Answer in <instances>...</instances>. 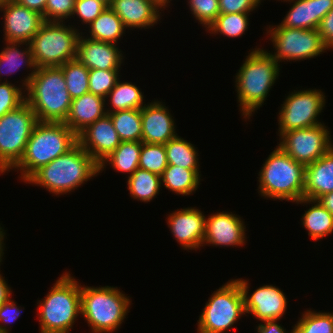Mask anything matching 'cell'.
<instances>
[{
	"instance_id": "6da1fadb",
	"label": "cell",
	"mask_w": 333,
	"mask_h": 333,
	"mask_svg": "<svg viewBox=\"0 0 333 333\" xmlns=\"http://www.w3.org/2000/svg\"><path fill=\"white\" fill-rule=\"evenodd\" d=\"M99 164L77 143L67 153L42 166L26 182L56 195L66 194L96 176Z\"/></svg>"
},
{
	"instance_id": "7a4b0ae2",
	"label": "cell",
	"mask_w": 333,
	"mask_h": 333,
	"mask_svg": "<svg viewBox=\"0 0 333 333\" xmlns=\"http://www.w3.org/2000/svg\"><path fill=\"white\" fill-rule=\"evenodd\" d=\"M26 90V102L38 121L65 122L72 99L60 66L37 68Z\"/></svg>"
},
{
	"instance_id": "3957f363",
	"label": "cell",
	"mask_w": 333,
	"mask_h": 333,
	"mask_svg": "<svg viewBox=\"0 0 333 333\" xmlns=\"http://www.w3.org/2000/svg\"><path fill=\"white\" fill-rule=\"evenodd\" d=\"M77 143V135L65 123L38 121L14 169L22 170L21 178L26 182L42 166L67 153Z\"/></svg>"
},
{
	"instance_id": "277c9868",
	"label": "cell",
	"mask_w": 333,
	"mask_h": 333,
	"mask_svg": "<svg viewBox=\"0 0 333 333\" xmlns=\"http://www.w3.org/2000/svg\"><path fill=\"white\" fill-rule=\"evenodd\" d=\"M278 62L271 53L256 48L236 73L238 102L244 118H249L264 103L279 76Z\"/></svg>"
},
{
	"instance_id": "5b68a950",
	"label": "cell",
	"mask_w": 333,
	"mask_h": 333,
	"mask_svg": "<svg viewBox=\"0 0 333 333\" xmlns=\"http://www.w3.org/2000/svg\"><path fill=\"white\" fill-rule=\"evenodd\" d=\"M305 168L277 146L259 172L260 195L298 202L304 197Z\"/></svg>"
},
{
	"instance_id": "8992f818",
	"label": "cell",
	"mask_w": 333,
	"mask_h": 333,
	"mask_svg": "<svg viewBox=\"0 0 333 333\" xmlns=\"http://www.w3.org/2000/svg\"><path fill=\"white\" fill-rule=\"evenodd\" d=\"M70 275L63 274L39 301L40 333H69L81 314V286Z\"/></svg>"
},
{
	"instance_id": "52a82bcc",
	"label": "cell",
	"mask_w": 333,
	"mask_h": 333,
	"mask_svg": "<svg viewBox=\"0 0 333 333\" xmlns=\"http://www.w3.org/2000/svg\"><path fill=\"white\" fill-rule=\"evenodd\" d=\"M130 299L115 287H82L81 315L93 333H110L119 328L128 313Z\"/></svg>"
},
{
	"instance_id": "ba28073f",
	"label": "cell",
	"mask_w": 333,
	"mask_h": 333,
	"mask_svg": "<svg viewBox=\"0 0 333 333\" xmlns=\"http://www.w3.org/2000/svg\"><path fill=\"white\" fill-rule=\"evenodd\" d=\"M80 33L63 22L44 21L29 42L37 68L61 66L75 59Z\"/></svg>"
},
{
	"instance_id": "9c48e42d",
	"label": "cell",
	"mask_w": 333,
	"mask_h": 333,
	"mask_svg": "<svg viewBox=\"0 0 333 333\" xmlns=\"http://www.w3.org/2000/svg\"><path fill=\"white\" fill-rule=\"evenodd\" d=\"M37 122L36 114L26 101L0 118V173L19 163Z\"/></svg>"
},
{
	"instance_id": "30bf717a",
	"label": "cell",
	"mask_w": 333,
	"mask_h": 333,
	"mask_svg": "<svg viewBox=\"0 0 333 333\" xmlns=\"http://www.w3.org/2000/svg\"><path fill=\"white\" fill-rule=\"evenodd\" d=\"M245 314L243 293L231 280L214 291L198 320V333H224Z\"/></svg>"
},
{
	"instance_id": "8fae6325",
	"label": "cell",
	"mask_w": 333,
	"mask_h": 333,
	"mask_svg": "<svg viewBox=\"0 0 333 333\" xmlns=\"http://www.w3.org/2000/svg\"><path fill=\"white\" fill-rule=\"evenodd\" d=\"M276 53L271 54L280 63L284 60H302L318 56L327 49L318 29L287 28L277 25L268 31Z\"/></svg>"
},
{
	"instance_id": "7c38bea8",
	"label": "cell",
	"mask_w": 333,
	"mask_h": 333,
	"mask_svg": "<svg viewBox=\"0 0 333 333\" xmlns=\"http://www.w3.org/2000/svg\"><path fill=\"white\" fill-rule=\"evenodd\" d=\"M325 105V95L320 90H302L287 96L278 116L279 133L313 127L318 122L317 116Z\"/></svg>"
},
{
	"instance_id": "4fadbf2b",
	"label": "cell",
	"mask_w": 333,
	"mask_h": 333,
	"mask_svg": "<svg viewBox=\"0 0 333 333\" xmlns=\"http://www.w3.org/2000/svg\"><path fill=\"white\" fill-rule=\"evenodd\" d=\"M324 124L284 132L278 146L296 162L308 165L321 158L333 144Z\"/></svg>"
},
{
	"instance_id": "5bb4252c",
	"label": "cell",
	"mask_w": 333,
	"mask_h": 333,
	"mask_svg": "<svg viewBox=\"0 0 333 333\" xmlns=\"http://www.w3.org/2000/svg\"><path fill=\"white\" fill-rule=\"evenodd\" d=\"M240 285L244 299L245 313H251L263 321L280 319L287 309V300L283 291L273 285L257 288L252 295H248V281L236 279Z\"/></svg>"
},
{
	"instance_id": "9a60e30c",
	"label": "cell",
	"mask_w": 333,
	"mask_h": 333,
	"mask_svg": "<svg viewBox=\"0 0 333 333\" xmlns=\"http://www.w3.org/2000/svg\"><path fill=\"white\" fill-rule=\"evenodd\" d=\"M4 11V32L6 42L29 43L44 22L37 11L28 9L16 1L4 2L0 5Z\"/></svg>"
},
{
	"instance_id": "2e32d148",
	"label": "cell",
	"mask_w": 333,
	"mask_h": 333,
	"mask_svg": "<svg viewBox=\"0 0 333 333\" xmlns=\"http://www.w3.org/2000/svg\"><path fill=\"white\" fill-rule=\"evenodd\" d=\"M78 143L100 165L122 142L106 114L77 135Z\"/></svg>"
},
{
	"instance_id": "e0dca14e",
	"label": "cell",
	"mask_w": 333,
	"mask_h": 333,
	"mask_svg": "<svg viewBox=\"0 0 333 333\" xmlns=\"http://www.w3.org/2000/svg\"><path fill=\"white\" fill-rule=\"evenodd\" d=\"M211 215L205 220L203 244L227 247L245 244V226L240 217L232 212H219Z\"/></svg>"
},
{
	"instance_id": "ac0fdd59",
	"label": "cell",
	"mask_w": 333,
	"mask_h": 333,
	"mask_svg": "<svg viewBox=\"0 0 333 333\" xmlns=\"http://www.w3.org/2000/svg\"><path fill=\"white\" fill-rule=\"evenodd\" d=\"M168 226L184 249L200 248L205 233V216L194 208L177 210L168 216Z\"/></svg>"
},
{
	"instance_id": "d6986e66",
	"label": "cell",
	"mask_w": 333,
	"mask_h": 333,
	"mask_svg": "<svg viewBox=\"0 0 333 333\" xmlns=\"http://www.w3.org/2000/svg\"><path fill=\"white\" fill-rule=\"evenodd\" d=\"M142 142L166 144L176 137L175 125L167 107L154 101L141 108Z\"/></svg>"
},
{
	"instance_id": "ffe728a7",
	"label": "cell",
	"mask_w": 333,
	"mask_h": 333,
	"mask_svg": "<svg viewBox=\"0 0 333 333\" xmlns=\"http://www.w3.org/2000/svg\"><path fill=\"white\" fill-rule=\"evenodd\" d=\"M122 55L114 43L78 38L76 58L89 70H119Z\"/></svg>"
},
{
	"instance_id": "44dd1931",
	"label": "cell",
	"mask_w": 333,
	"mask_h": 333,
	"mask_svg": "<svg viewBox=\"0 0 333 333\" xmlns=\"http://www.w3.org/2000/svg\"><path fill=\"white\" fill-rule=\"evenodd\" d=\"M109 7L125 28H147L157 23L160 7L151 0H112Z\"/></svg>"
},
{
	"instance_id": "7402d4cb",
	"label": "cell",
	"mask_w": 333,
	"mask_h": 333,
	"mask_svg": "<svg viewBox=\"0 0 333 333\" xmlns=\"http://www.w3.org/2000/svg\"><path fill=\"white\" fill-rule=\"evenodd\" d=\"M331 9L333 0H296L280 26L318 29L321 20Z\"/></svg>"
},
{
	"instance_id": "603a6c76",
	"label": "cell",
	"mask_w": 333,
	"mask_h": 333,
	"mask_svg": "<svg viewBox=\"0 0 333 333\" xmlns=\"http://www.w3.org/2000/svg\"><path fill=\"white\" fill-rule=\"evenodd\" d=\"M105 100L90 92L72 99L70 111L64 123L78 135L87 126L107 114L104 110Z\"/></svg>"
},
{
	"instance_id": "cb8c5ba5",
	"label": "cell",
	"mask_w": 333,
	"mask_h": 333,
	"mask_svg": "<svg viewBox=\"0 0 333 333\" xmlns=\"http://www.w3.org/2000/svg\"><path fill=\"white\" fill-rule=\"evenodd\" d=\"M333 192V147L315 162L306 165L304 198L317 200Z\"/></svg>"
},
{
	"instance_id": "d4e9b609",
	"label": "cell",
	"mask_w": 333,
	"mask_h": 333,
	"mask_svg": "<svg viewBox=\"0 0 333 333\" xmlns=\"http://www.w3.org/2000/svg\"><path fill=\"white\" fill-rule=\"evenodd\" d=\"M312 205L302 216V223L305 229L308 230V235L313 240H319L324 236L333 233V215L318 201L307 198H302L296 203H310ZM316 203V204H315Z\"/></svg>"
},
{
	"instance_id": "484cf974",
	"label": "cell",
	"mask_w": 333,
	"mask_h": 333,
	"mask_svg": "<svg viewBox=\"0 0 333 333\" xmlns=\"http://www.w3.org/2000/svg\"><path fill=\"white\" fill-rule=\"evenodd\" d=\"M161 183L177 194L190 195L197 190L200 183L199 169L168 165L161 175Z\"/></svg>"
},
{
	"instance_id": "4316f807",
	"label": "cell",
	"mask_w": 333,
	"mask_h": 333,
	"mask_svg": "<svg viewBox=\"0 0 333 333\" xmlns=\"http://www.w3.org/2000/svg\"><path fill=\"white\" fill-rule=\"evenodd\" d=\"M7 47L4 48L0 52V76L1 74H13V72H16V70L23 65L22 63H25L26 66L30 67V69H34L29 76H27L24 80V83L22 85L25 86V89L27 88L30 79L32 78V75L34 72L37 70L36 63L34 61V57L32 55V51L30 46L27 47V49L24 50H19L17 48L20 47L21 44H26L27 46L29 43L26 42H6ZM9 45V46H8ZM27 58V59H26ZM7 66V67H6ZM5 68V69H4ZM8 68V69H7ZM6 70L4 72V70ZM8 72V73H7ZM1 78V77H0Z\"/></svg>"
},
{
	"instance_id": "83f0119b",
	"label": "cell",
	"mask_w": 333,
	"mask_h": 333,
	"mask_svg": "<svg viewBox=\"0 0 333 333\" xmlns=\"http://www.w3.org/2000/svg\"><path fill=\"white\" fill-rule=\"evenodd\" d=\"M89 39L110 43H117L118 38L123 35L124 29L122 20L116 13L107 6L106 9L89 24Z\"/></svg>"
},
{
	"instance_id": "f1b7e54d",
	"label": "cell",
	"mask_w": 333,
	"mask_h": 333,
	"mask_svg": "<svg viewBox=\"0 0 333 333\" xmlns=\"http://www.w3.org/2000/svg\"><path fill=\"white\" fill-rule=\"evenodd\" d=\"M141 153V142L124 141L99 165V171L104 169L105 163L113 166L118 172L130 173L139 168V159Z\"/></svg>"
},
{
	"instance_id": "f546056e",
	"label": "cell",
	"mask_w": 333,
	"mask_h": 333,
	"mask_svg": "<svg viewBox=\"0 0 333 333\" xmlns=\"http://www.w3.org/2000/svg\"><path fill=\"white\" fill-rule=\"evenodd\" d=\"M122 142H142L141 109H127L107 113Z\"/></svg>"
},
{
	"instance_id": "4dcf8cb0",
	"label": "cell",
	"mask_w": 333,
	"mask_h": 333,
	"mask_svg": "<svg viewBox=\"0 0 333 333\" xmlns=\"http://www.w3.org/2000/svg\"><path fill=\"white\" fill-rule=\"evenodd\" d=\"M130 195L142 202L151 201L161 187V176L147 170L137 168L127 181Z\"/></svg>"
},
{
	"instance_id": "1f68e13d",
	"label": "cell",
	"mask_w": 333,
	"mask_h": 333,
	"mask_svg": "<svg viewBox=\"0 0 333 333\" xmlns=\"http://www.w3.org/2000/svg\"><path fill=\"white\" fill-rule=\"evenodd\" d=\"M164 145L168 165L180 166L185 169H199L198 153L190 142L176 136Z\"/></svg>"
},
{
	"instance_id": "d6a6232c",
	"label": "cell",
	"mask_w": 333,
	"mask_h": 333,
	"mask_svg": "<svg viewBox=\"0 0 333 333\" xmlns=\"http://www.w3.org/2000/svg\"><path fill=\"white\" fill-rule=\"evenodd\" d=\"M107 97H110L111 105L113 106V110H106L107 113L127 109H141L144 107L142 92L136 85L130 82L121 83L120 80H118L106 98Z\"/></svg>"
},
{
	"instance_id": "836d02e7",
	"label": "cell",
	"mask_w": 333,
	"mask_h": 333,
	"mask_svg": "<svg viewBox=\"0 0 333 333\" xmlns=\"http://www.w3.org/2000/svg\"><path fill=\"white\" fill-rule=\"evenodd\" d=\"M60 67L71 99L89 92V69L77 58L62 64Z\"/></svg>"
},
{
	"instance_id": "e575fe53",
	"label": "cell",
	"mask_w": 333,
	"mask_h": 333,
	"mask_svg": "<svg viewBox=\"0 0 333 333\" xmlns=\"http://www.w3.org/2000/svg\"><path fill=\"white\" fill-rule=\"evenodd\" d=\"M248 13L219 14L216 20L208 27L210 33H220L227 37H238L248 29Z\"/></svg>"
},
{
	"instance_id": "d590c367",
	"label": "cell",
	"mask_w": 333,
	"mask_h": 333,
	"mask_svg": "<svg viewBox=\"0 0 333 333\" xmlns=\"http://www.w3.org/2000/svg\"><path fill=\"white\" fill-rule=\"evenodd\" d=\"M296 324L292 333H333V313L307 310Z\"/></svg>"
},
{
	"instance_id": "8d00e7d4",
	"label": "cell",
	"mask_w": 333,
	"mask_h": 333,
	"mask_svg": "<svg viewBox=\"0 0 333 333\" xmlns=\"http://www.w3.org/2000/svg\"><path fill=\"white\" fill-rule=\"evenodd\" d=\"M168 166L164 144H149L141 142L139 168L162 175Z\"/></svg>"
},
{
	"instance_id": "74e56055",
	"label": "cell",
	"mask_w": 333,
	"mask_h": 333,
	"mask_svg": "<svg viewBox=\"0 0 333 333\" xmlns=\"http://www.w3.org/2000/svg\"><path fill=\"white\" fill-rule=\"evenodd\" d=\"M119 71L103 69L89 70V92L105 99L119 80Z\"/></svg>"
},
{
	"instance_id": "f35d334b",
	"label": "cell",
	"mask_w": 333,
	"mask_h": 333,
	"mask_svg": "<svg viewBox=\"0 0 333 333\" xmlns=\"http://www.w3.org/2000/svg\"><path fill=\"white\" fill-rule=\"evenodd\" d=\"M194 17L207 28L220 14L219 0H189Z\"/></svg>"
},
{
	"instance_id": "ab89813d",
	"label": "cell",
	"mask_w": 333,
	"mask_h": 333,
	"mask_svg": "<svg viewBox=\"0 0 333 333\" xmlns=\"http://www.w3.org/2000/svg\"><path fill=\"white\" fill-rule=\"evenodd\" d=\"M22 94L21 88L8 81L0 83V118L26 101L25 95Z\"/></svg>"
},
{
	"instance_id": "60d3db41",
	"label": "cell",
	"mask_w": 333,
	"mask_h": 333,
	"mask_svg": "<svg viewBox=\"0 0 333 333\" xmlns=\"http://www.w3.org/2000/svg\"><path fill=\"white\" fill-rule=\"evenodd\" d=\"M108 5L102 0H75L73 15L77 14L83 23H92Z\"/></svg>"
},
{
	"instance_id": "b9f144b4",
	"label": "cell",
	"mask_w": 333,
	"mask_h": 333,
	"mask_svg": "<svg viewBox=\"0 0 333 333\" xmlns=\"http://www.w3.org/2000/svg\"><path fill=\"white\" fill-rule=\"evenodd\" d=\"M75 0H47L44 21L63 22L73 14ZM64 18V20H63Z\"/></svg>"
},
{
	"instance_id": "7bdbcfd3",
	"label": "cell",
	"mask_w": 333,
	"mask_h": 333,
	"mask_svg": "<svg viewBox=\"0 0 333 333\" xmlns=\"http://www.w3.org/2000/svg\"><path fill=\"white\" fill-rule=\"evenodd\" d=\"M259 3L258 0H219L220 14L249 13Z\"/></svg>"
},
{
	"instance_id": "ee69618b",
	"label": "cell",
	"mask_w": 333,
	"mask_h": 333,
	"mask_svg": "<svg viewBox=\"0 0 333 333\" xmlns=\"http://www.w3.org/2000/svg\"><path fill=\"white\" fill-rule=\"evenodd\" d=\"M20 311L22 310H19L11 299L0 307V321L5 323V326L0 325L2 332L9 333L6 324L15 321L20 316Z\"/></svg>"
},
{
	"instance_id": "f6af8a7d",
	"label": "cell",
	"mask_w": 333,
	"mask_h": 333,
	"mask_svg": "<svg viewBox=\"0 0 333 333\" xmlns=\"http://www.w3.org/2000/svg\"><path fill=\"white\" fill-rule=\"evenodd\" d=\"M318 31L327 49L333 48V9H331L321 20Z\"/></svg>"
},
{
	"instance_id": "bcb514c9",
	"label": "cell",
	"mask_w": 333,
	"mask_h": 333,
	"mask_svg": "<svg viewBox=\"0 0 333 333\" xmlns=\"http://www.w3.org/2000/svg\"><path fill=\"white\" fill-rule=\"evenodd\" d=\"M276 321L277 320L263 321L264 324L260 323L256 328L258 333H285L284 328L276 323Z\"/></svg>"
},
{
	"instance_id": "7dc6e473",
	"label": "cell",
	"mask_w": 333,
	"mask_h": 333,
	"mask_svg": "<svg viewBox=\"0 0 333 333\" xmlns=\"http://www.w3.org/2000/svg\"><path fill=\"white\" fill-rule=\"evenodd\" d=\"M22 6L27 7L28 9L37 11L41 15L45 13V6L47 0H14Z\"/></svg>"
},
{
	"instance_id": "c3c4849f",
	"label": "cell",
	"mask_w": 333,
	"mask_h": 333,
	"mask_svg": "<svg viewBox=\"0 0 333 333\" xmlns=\"http://www.w3.org/2000/svg\"><path fill=\"white\" fill-rule=\"evenodd\" d=\"M11 289L0 274V307L10 299Z\"/></svg>"
},
{
	"instance_id": "681fc988",
	"label": "cell",
	"mask_w": 333,
	"mask_h": 333,
	"mask_svg": "<svg viewBox=\"0 0 333 333\" xmlns=\"http://www.w3.org/2000/svg\"><path fill=\"white\" fill-rule=\"evenodd\" d=\"M333 215V192L317 199Z\"/></svg>"
},
{
	"instance_id": "f907efd6",
	"label": "cell",
	"mask_w": 333,
	"mask_h": 333,
	"mask_svg": "<svg viewBox=\"0 0 333 333\" xmlns=\"http://www.w3.org/2000/svg\"><path fill=\"white\" fill-rule=\"evenodd\" d=\"M2 230V231H1ZM4 230L0 227V262H1V258L3 256V240H4V235L5 233L3 232Z\"/></svg>"
},
{
	"instance_id": "816d5d0a",
	"label": "cell",
	"mask_w": 333,
	"mask_h": 333,
	"mask_svg": "<svg viewBox=\"0 0 333 333\" xmlns=\"http://www.w3.org/2000/svg\"><path fill=\"white\" fill-rule=\"evenodd\" d=\"M153 1L156 5H158L161 8H164L166 4H168L170 1L169 0H151Z\"/></svg>"
},
{
	"instance_id": "f5cc1de1",
	"label": "cell",
	"mask_w": 333,
	"mask_h": 333,
	"mask_svg": "<svg viewBox=\"0 0 333 333\" xmlns=\"http://www.w3.org/2000/svg\"><path fill=\"white\" fill-rule=\"evenodd\" d=\"M104 3H106L108 6L111 4L112 0H102Z\"/></svg>"
},
{
	"instance_id": "db71d44e",
	"label": "cell",
	"mask_w": 333,
	"mask_h": 333,
	"mask_svg": "<svg viewBox=\"0 0 333 333\" xmlns=\"http://www.w3.org/2000/svg\"><path fill=\"white\" fill-rule=\"evenodd\" d=\"M10 1H14V0H0V5L4 2H10Z\"/></svg>"
}]
</instances>
